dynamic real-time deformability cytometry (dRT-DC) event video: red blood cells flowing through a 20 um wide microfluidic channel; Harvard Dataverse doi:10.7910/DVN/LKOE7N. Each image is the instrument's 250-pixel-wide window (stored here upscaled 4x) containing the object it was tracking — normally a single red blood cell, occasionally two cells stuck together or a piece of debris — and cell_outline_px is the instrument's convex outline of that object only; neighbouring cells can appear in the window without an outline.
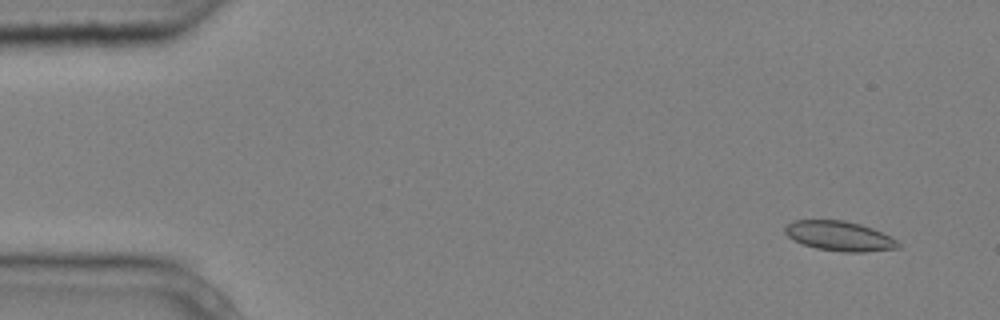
{"species": "common noctule bat (a hibernating species)", "species_latin": "Nyctalus noctula", "temperature_condition": "cold", "stored_images_in_passage": 10, "camera_frame_rate_fps": 3000, "um_per_image_px": 0.085, "animal": {"sex": "male", "body_mass_g": 20.4}, "frame": {"image": 1, "passage_image": 1, "time_ms": 0.0, "image_size_px": [1000, 320], "cell_outline_px": [[900, 248], [864, 252], [844, 252], [816, 248], [804, 244], [788, 236], [784, 232], [784, 228], [792, 220], [844, 220], [860, 224], [872, 228], [896, 240], [900, 244]], "centroid_in_image_um": [71.35, 20.06], "position_along_channel_um": 13.7, "area_um2": 19.42}}
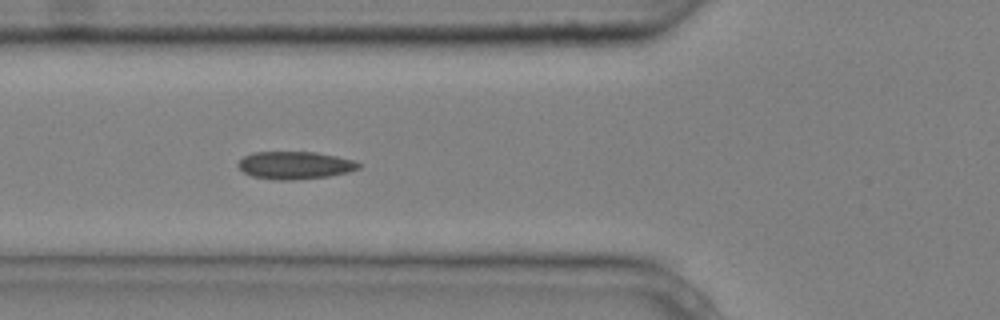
{"frame": {"image": 2, "passage_image": 5, "time_ms": 1.333, "image_size_px": [1000, 320], "cell_outline_px": [[360, 168], [348, 172], [328, 176], [292, 180], [276, 180], [252, 176], [244, 172], [236, 164], [244, 156], [252, 152], [316, 152], [336, 156], [352, 160], [360, 164]], "centroid_in_image_um": [25.04, 14.04], "position_along_channel_um": 100.8, "area_um2": 19.31}}
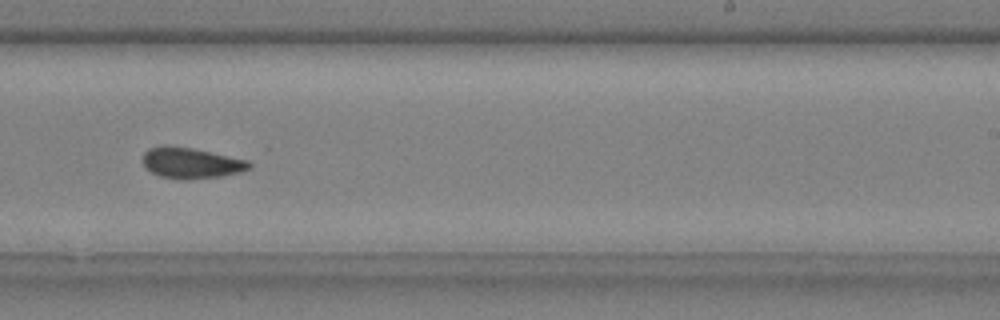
{"frame": {"image": 3, "passage_image": 9, "time_ms": 2.667, "image_size_px": [1000, 320], "cell_outline_px": [[252, 168], [240, 172], [220, 176], [184, 180], [160, 176], [144, 168], [140, 160], [144, 152], [148, 148], [164, 144], [192, 148], [248, 160], [252, 164]], "centroid_in_image_um": [16.18, 13.84], "position_along_channel_um": 272.8, "area_um2": 19.42}}